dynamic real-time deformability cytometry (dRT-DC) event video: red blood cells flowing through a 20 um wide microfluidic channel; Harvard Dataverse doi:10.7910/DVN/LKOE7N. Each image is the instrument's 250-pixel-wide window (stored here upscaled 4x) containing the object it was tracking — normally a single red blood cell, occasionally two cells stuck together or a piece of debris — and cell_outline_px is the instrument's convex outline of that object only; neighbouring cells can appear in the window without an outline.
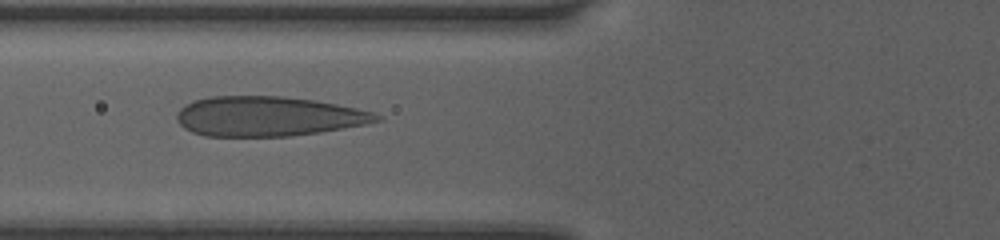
{"species": "human", "species_latin": "Homo sapiens", "temperature_condition": "room temperature", "stored_images_in_passage": 50, "camera_frame_rate_fps": 3000, "um_per_image_px": 0.085, "donor": {"sex": "female"}, "frame": {"image": 1, "passage_image": 20, "time_ms": 6.333, "image_size_px": [1000, 240], "cell_outline_px": [[380, 120], [364, 124], [320, 132], [288, 136], [204, 136], [192, 132], [184, 128], [180, 124], [176, 116], [180, 108], [192, 100], [208, 96], [280, 96], [312, 100], [336, 104], [356, 108], [372, 112], [380, 116]], "centroid_in_image_um": [22.72, 9.88], "position_along_channel_um": 103.1, "area_um2": 46.07}}
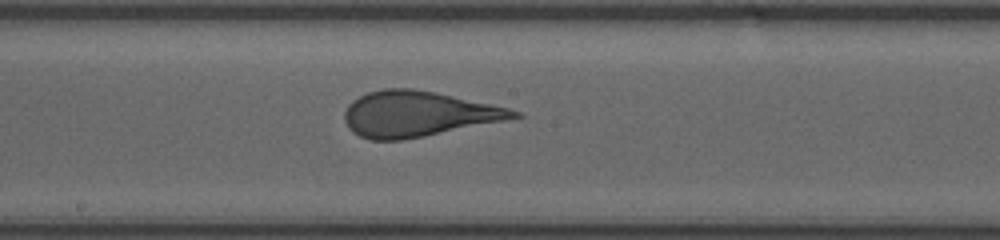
{"frame": {"image": 2, "passage_image": 28, "time_ms": 9.0, "image_size_px": [1000, 240], "cell_outline_px": [[524, 116], [424, 136], [400, 140], [372, 140], [360, 136], [352, 132], [348, 128], [344, 120], [344, 112], [348, 104], [352, 100], [368, 92], [384, 88], [412, 88], [452, 96], [508, 108], [520, 112]], "centroid_in_image_um": [35.44, 9.69], "position_along_channel_um": 212.8, "area_um2": 44.27}}
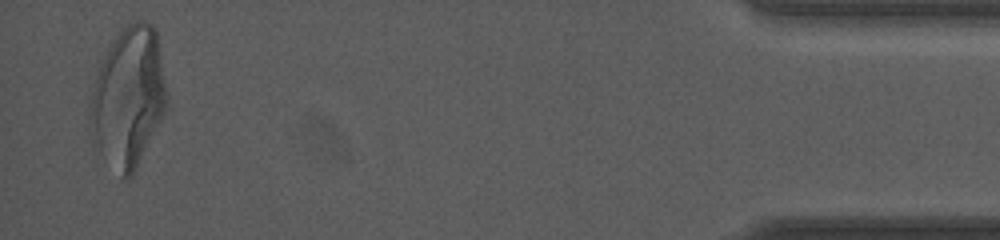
{"frame": {"image": 3, "passage_image": 49, "time_ms": 16.0, "image_size_px": [1000, 240], "cell_outline_px": [[168, 100], [164, 112], [132, 176], [128, 180], [124, 180], [100, 152], [88, 136], [88, 112], [92, 88], [100, 64], [116, 32], [120, 28], [136, 20], [144, 20], [152, 24], [156, 28]], "centroid_in_image_um": [10.87, 8.25], "position_along_channel_um": 424.3, "area_um2": 62.77}, "authors_computed_cell_mechanics": {"area_um2": 47.9162, "velocity_mm_per_s": 4.0794, "shape_relaxation_time_tau1_ms": 4.8937, "shape_relaxation_time_tau2_ms": null, "deformation_change_tau1": 0.1924, "deformation_change_tau2": null}}